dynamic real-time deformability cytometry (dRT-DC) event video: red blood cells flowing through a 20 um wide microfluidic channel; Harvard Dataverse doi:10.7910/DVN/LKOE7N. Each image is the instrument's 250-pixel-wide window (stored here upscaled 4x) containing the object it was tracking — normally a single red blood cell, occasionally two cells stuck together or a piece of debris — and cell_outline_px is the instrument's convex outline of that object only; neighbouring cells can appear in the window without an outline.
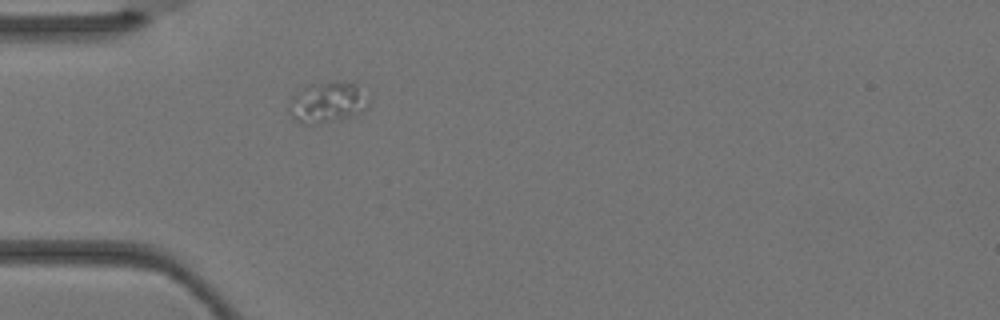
{"species": "Egyptian fruit bat (a non-hibernating species)", "species_latin": "Rousettus aegyptiacus", "temperature_condition": "warm", "stored_images_in_passage": 1, "camera_frame_rate_fps": 3000, "um_per_image_px": 0.085, "animal": {"sex": "female"}, "frame": {"image": 1, "passage_image": 1, "time_ms": 0.0, "image_size_px": [1000, 320], "cell_outline_px": [[368, 108], [360, 116], [340, 120], [312, 124], [300, 124], [288, 112], [288, 108], [292, 96], [300, 88], [316, 84], [336, 80], [352, 80], [368, 104]], "centroid_in_image_um": [27.82, 8.72], "position_along_channel_um": 57.2, "area_um2": 19.25}}